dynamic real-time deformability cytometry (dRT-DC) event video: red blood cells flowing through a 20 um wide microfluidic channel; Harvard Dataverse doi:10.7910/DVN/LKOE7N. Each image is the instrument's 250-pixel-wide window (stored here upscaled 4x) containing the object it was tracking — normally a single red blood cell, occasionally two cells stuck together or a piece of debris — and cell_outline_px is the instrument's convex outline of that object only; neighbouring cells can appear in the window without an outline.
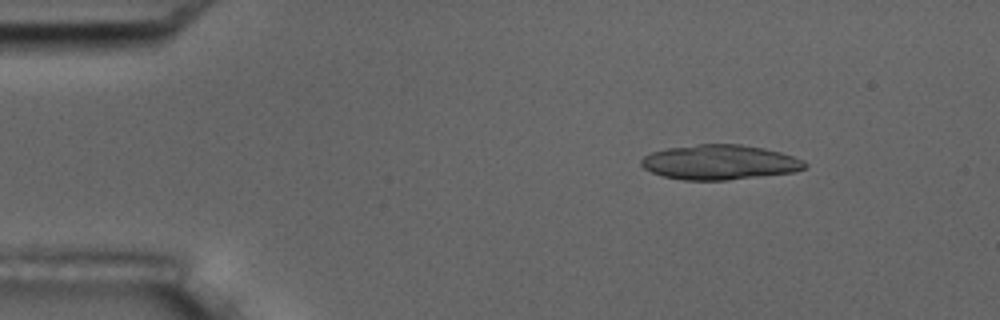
{"species": "common noctule bat (a hibernating species)", "species_latin": "Nyctalus noctula", "temperature_condition": "room temperature", "stored_images_in_passage": 5, "camera_frame_rate_fps": 3000, "um_per_image_px": 0.085, "animal": {"sex": "male", "body_mass_g": 17.5, "forearm_length_mm": 52.3}, "frame": {"image": 1, "passage_image": 3, "time_ms": 2.333, "image_size_px": [1000, 320], "cell_outline_px": [[808, 164], [804, 168], [792, 172], [728, 180], [684, 180], [664, 176], [652, 172], [644, 168], [640, 164], [640, 160], [644, 156], [652, 152], [668, 148], [696, 144], [740, 144], [764, 148], [780, 152], [804, 160]], "centroid_in_image_um": [61.16, 13.78], "position_along_channel_um": 23.8, "area_um2": 33.06}}